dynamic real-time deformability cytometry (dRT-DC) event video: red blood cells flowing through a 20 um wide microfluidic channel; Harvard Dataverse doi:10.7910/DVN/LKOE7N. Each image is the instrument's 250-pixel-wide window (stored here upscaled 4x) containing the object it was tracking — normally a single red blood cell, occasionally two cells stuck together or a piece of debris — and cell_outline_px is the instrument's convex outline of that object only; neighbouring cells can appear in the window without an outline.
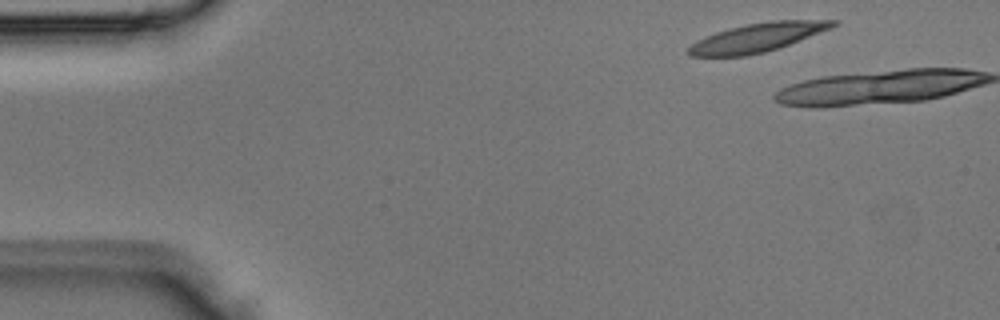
{"species": "Egyptian fruit bat (a non-hibernating species)", "species_latin": "Rousettus aegyptiacus", "temperature_condition": "room temperature", "stored_images_in_passage": 4, "camera_frame_rate_fps": 3000, "um_per_image_px": 0.085, "animal": {"sex": "male"}, "frame": {"image": 1, "passage_image": 1, "time_ms": 0.0, "image_size_px": [1000, 320], "cell_outline_px": [[840, 24], [832, 28], [788, 44], [764, 52], [748, 56], [688, 56], [688, 48], [692, 44], [716, 32], [728, 28], [748, 24], [772, 20], [840, 20]], "centroid_in_image_um": [64.43, 3.18], "position_along_channel_um": 20.6, "area_um2": 23.87}}
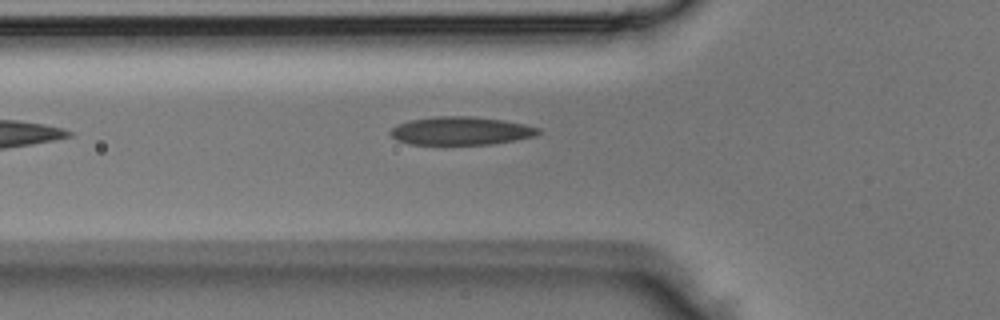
{"frame": {"image": 2, "passage_image": 4, "time_ms": 1.0, "image_size_px": [1000, 320], "cell_outline_px": [[544, 132], [536, 136], [516, 140], [492, 144], [412, 144], [396, 140], [388, 132], [392, 128], [400, 124], [412, 120], [436, 116], [472, 116], [504, 120], [524, 124], [540, 128]], "centroid_in_image_um": [39.24, 11.12], "position_along_channel_um": 86.6, "area_um2": 24.33}}